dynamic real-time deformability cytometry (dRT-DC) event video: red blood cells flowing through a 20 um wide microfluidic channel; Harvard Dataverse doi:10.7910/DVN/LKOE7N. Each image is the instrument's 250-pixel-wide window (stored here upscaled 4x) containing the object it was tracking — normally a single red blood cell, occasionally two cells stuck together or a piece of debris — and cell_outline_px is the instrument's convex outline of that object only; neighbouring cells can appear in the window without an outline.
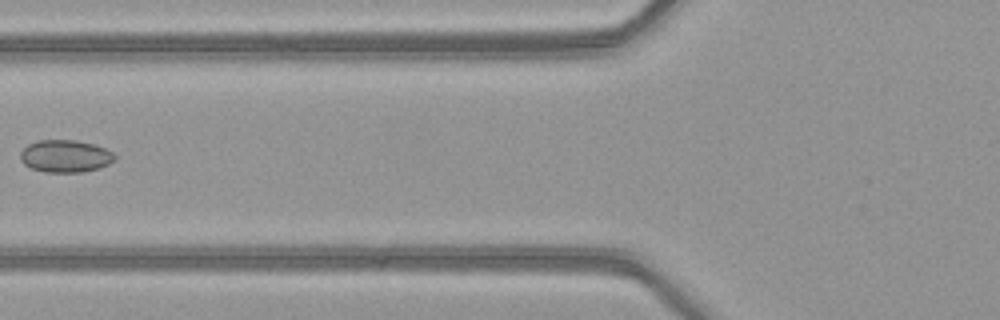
{"species": "common noctule bat (a hibernating species)", "species_latin": "Nyctalus noctula", "temperature_condition": "warm", "stored_images_in_passage": 5, "camera_frame_rate_fps": 3000, "um_per_image_px": 0.085, "animal": {"sex": "female", "body_mass_g": 21.9}, "frame": {"image": 1, "passage_image": 5, "time_ms": 1.333, "image_size_px": [1000, 320], "cell_outline_px": [[116, 160], [100, 168], [80, 172], [44, 172], [32, 168], [24, 164], [20, 160], [20, 152], [28, 144], [36, 140], [76, 140], [92, 144], [104, 148], [112, 152], [116, 156]], "centroid_in_image_um": [5.54, 13.27], "position_along_channel_um": 120.3, "area_um2": 17.86}}